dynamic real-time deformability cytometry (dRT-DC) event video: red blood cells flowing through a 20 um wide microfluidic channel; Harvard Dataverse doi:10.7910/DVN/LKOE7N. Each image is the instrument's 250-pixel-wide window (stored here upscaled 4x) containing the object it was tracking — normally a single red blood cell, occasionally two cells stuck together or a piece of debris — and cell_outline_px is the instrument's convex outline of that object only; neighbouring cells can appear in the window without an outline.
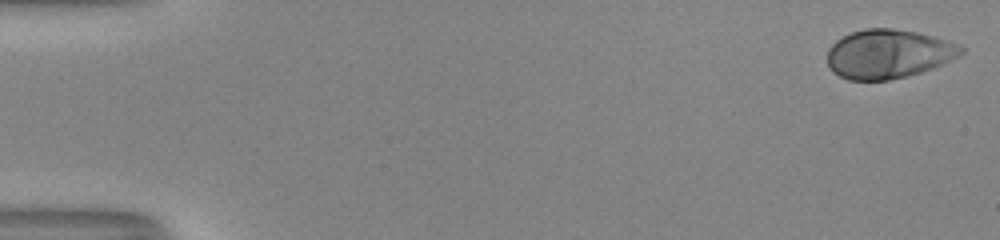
{"species": "human", "species_latin": "Homo sapiens", "temperature_condition": "room temperature", "stored_images_in_passage": 53, "camera_frame_rate_fps": 3000, "um_per_image_px": 0.085, "donor": {"sex": "male"}, "frame": {"image": 1, "passage_image": 1, "time_ms": 0.0, "image_size_px": [1000, 240], "cell_outline_px": [[964, 52], [960, 56], [944, 64], [908, 76], [888, 80], [848, 80], [832, 72], [828, 68], [828, 48], [836, 40], [852, 32], [864, 28], [892, 28], [916, 32], [948, 40], [960, 44], [964, 48]], "centroid_in_image_um": [75.52, 4.59], "position_along_channel_um": 9.5, "area_um2": 38.44}}
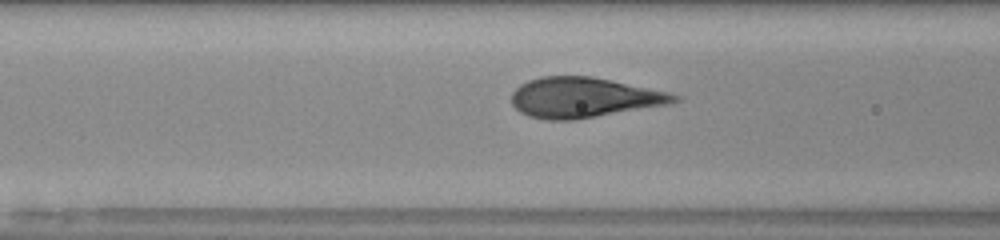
{"frame": {"image": 2, "passage_image": 22, "time_ms": 7.0, "image_size_px": [1000, 240], "cell_outline_px": [[680, 100], [668, 104], [572, 120], [544, 120], [528, 116], [520, 112], [512, 104], [512, 92], [520, 84], [528, 80], [540, 76], [592, 76], [668, 92], [680, 96]], "centroid_in_image_um": [49.57, 8.28], "position_along_channel_um": 117.0, "area_um2": 37.86}}
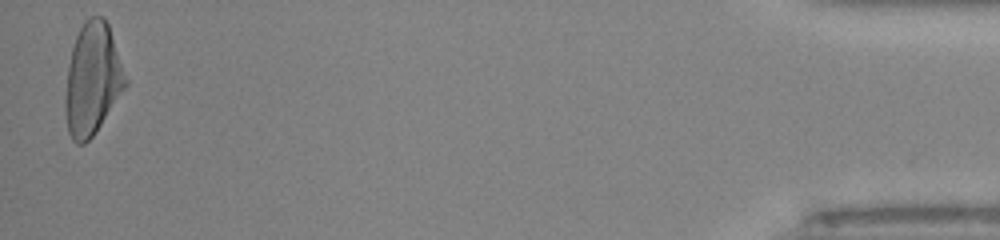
{"frame": {"image": 3, "passage_image": 52, "time_ms": 17.0, "image_size_px": [1000, 240], "cell_outline_px": [[128, 84], [96, 132], [84, 144], [76, 144], [72, 140], [68, 132], [64, 108], [64, 96], [68, 64], [72, 48], [76, 36], [84, 20], [92, 16], [104, 16], [108, 24], [128, 80]], "centroid_in_image_um": [7.85, 6.75], "position_along_channel_um": 427.4, "area_um2": 39.48}}